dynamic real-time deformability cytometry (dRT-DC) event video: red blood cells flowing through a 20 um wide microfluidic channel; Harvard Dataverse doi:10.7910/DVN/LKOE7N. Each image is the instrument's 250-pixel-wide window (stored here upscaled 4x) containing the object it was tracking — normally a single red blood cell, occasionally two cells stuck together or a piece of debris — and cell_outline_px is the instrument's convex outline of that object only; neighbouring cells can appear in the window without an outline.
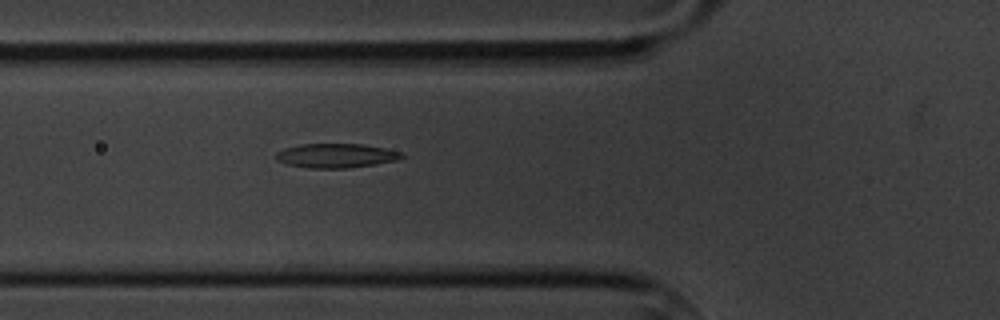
{"species": "common noctule bat (a hibernating species)", "species_latin": "Nyctalus noctula", "temperature_condition": "cold", "stored_images_in_passage": 5, "camera_frame_rate_fps": 3000, "um_per_image_px": 0.085, "animal": {"sex": "male", "body_mass_g": 20.1, "forearm_length_mm": 53.5}, "frame": {"image": 1, "passage_image": 5, "time_ms": 4.333, "image_size_px": [1000, 320], "cell_outline_px": [[404, 156], [396, 160], [376, 164], [348, 168], [308, 168], [288, 164], [276, 160], [276, 152], [284, 148], [300, 144], [360, 144], [384, 148], [404, 152]], "centroid_in_image_um": [28.56, 13.23], "position_along_channel_um": 97.2, "area_um2": 17.74}}